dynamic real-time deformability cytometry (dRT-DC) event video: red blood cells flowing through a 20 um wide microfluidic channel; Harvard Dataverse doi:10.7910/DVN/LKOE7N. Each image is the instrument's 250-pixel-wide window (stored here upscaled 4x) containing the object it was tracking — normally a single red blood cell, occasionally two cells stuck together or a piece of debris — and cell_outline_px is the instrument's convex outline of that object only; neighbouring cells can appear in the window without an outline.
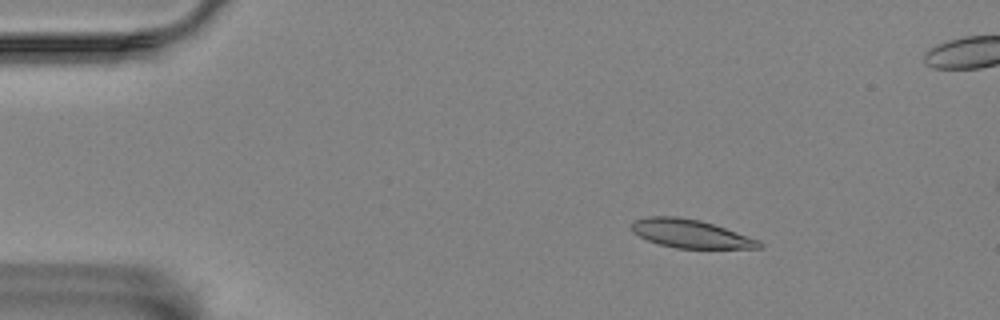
{"species": "Egyptian fruit bat (a non-hibernating species)", "species_latin": "Rousettus aegyptiacus", "temperature_condition": "room temperature", "stored_images_in_passage": 17, "camera_frame_rate_fps": 3000, "um_per_image_px": 0.085, "animal": {"sex": "female"}, "frame": {"image": 1, "passage_image": 8, "time_ms": 2.333, "image_size_px": [1000, 320], "cell_outline_px": [[764, 248], [676, 248], [660, 244], [648, 240], [632, 232], [632, 224], [636, 220], [648, 216], [676, 216], [700, 220], [760, 240], [764, 244]], "centroid_in_image_um": [58.72, 19.87], "position_along_channel_um": 26.3, "area_um2": 20.87}}